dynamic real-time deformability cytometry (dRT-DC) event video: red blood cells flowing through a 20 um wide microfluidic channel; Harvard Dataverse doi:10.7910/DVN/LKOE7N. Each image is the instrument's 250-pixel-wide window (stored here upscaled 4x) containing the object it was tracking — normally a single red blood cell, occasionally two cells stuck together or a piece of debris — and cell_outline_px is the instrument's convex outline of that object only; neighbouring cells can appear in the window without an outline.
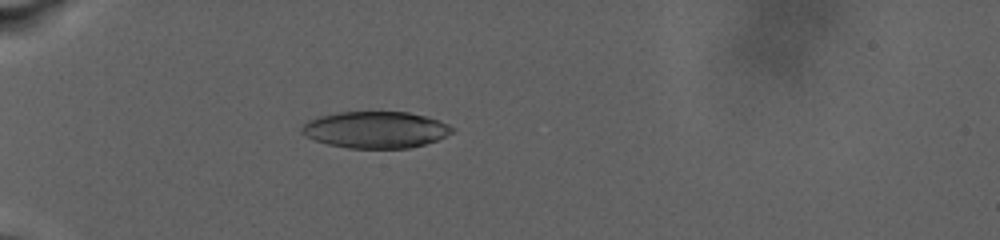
{"species": "human", "species_latin": "Homo sapiens", "temperature_condition": "warm", "stored_images_in_passage": 50, "camera_frame_rate_fps": 3000, "um_per_image_px": 0.085, "donor": {"sex": "male"}, "frame": {"image": 1, "passage_image": 24, "time_ms": 8.667, "image_size_px": [1000, 240], "cell_outline_px": [[456, 128], [452, 132], [436, 140], [424, 144], [408, 148], [348, 148], [328, 144], [304, 136], [300, 132], [300, 128], [308, 120], [320, 116], [340, 112], [408, 112], [424, 116], [448, 124]], "centroid_in_image_um": [31.89, 11.03], "position_along_channel_um": 53.1, "area_um2": 31.91}}
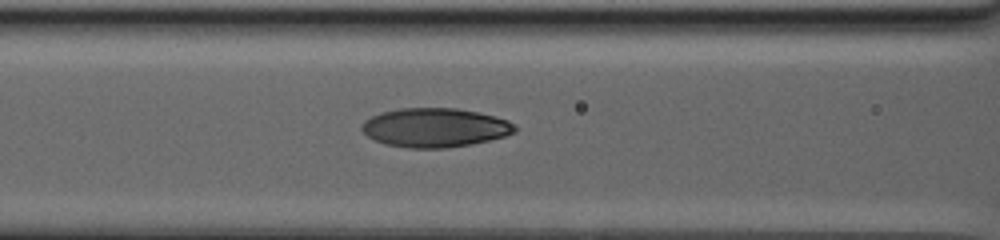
{"frame": {"image": 2, "passage_image": 35, "time_ms": 12.667, "image_size_px": [1000, 240], "cell_outline_px": [[516, 132], [504, 136], [472, 144], [444, 148], [408, 148], [384, 144], [368, 136], [360, 128], [364, 120], [380, 112], [400, 108], [456, 108], [496, 116], [508, 120], [516, 124]], "centroid_in_image_um": [36.97, 10.84], "position_along_channel_um": 129.6, "area_um2": 34.91}}
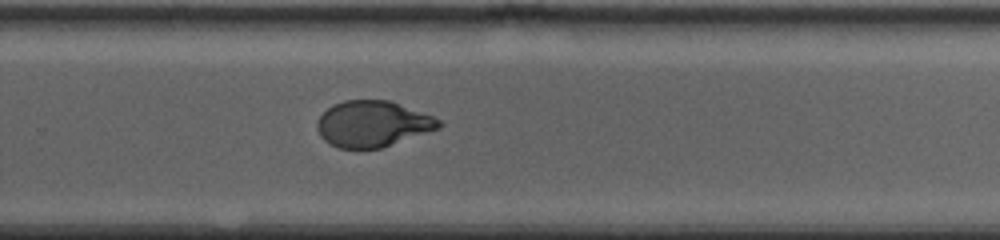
{"frame": {"image": 3, "passage_image": 50, "time_ms": 19.0, "image_size_px": [1000, 240], "cell_outline_px": [[444, 124], [440, 128], [380, 148], [340, 148], [328, 144], [320, 136], [316, 128], [316, 124], [320, 116], [332, 104], [344, 100], [392, 100], [432, 116], [440, 120]], "centroid_in_image_um": [31.66, 10.52], "position_along_channel_um": 298.1, "area_um2": 32.71}}